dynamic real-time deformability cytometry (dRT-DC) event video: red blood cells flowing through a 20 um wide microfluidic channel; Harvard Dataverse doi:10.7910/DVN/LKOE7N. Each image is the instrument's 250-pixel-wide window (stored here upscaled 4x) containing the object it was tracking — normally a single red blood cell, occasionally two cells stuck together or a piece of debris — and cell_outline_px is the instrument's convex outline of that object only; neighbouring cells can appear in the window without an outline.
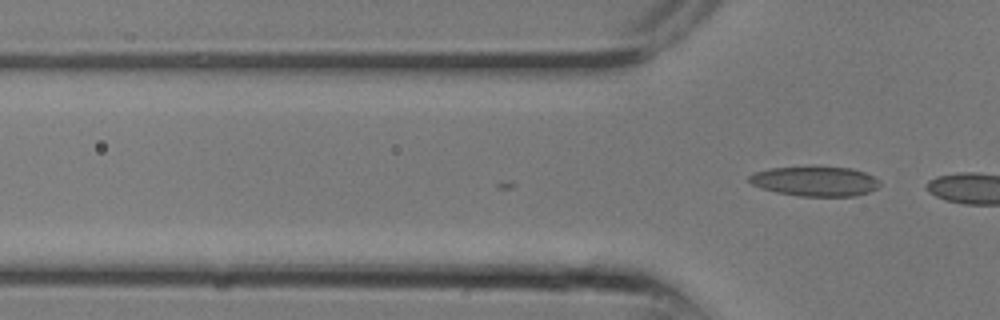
{"species": "common noctule bat (a hibernating species)", "species_latin": "Nyctalus noctula", "temperature_condition": "room temperature", "stored_images_in_passage": 5, "camera_frame_rate_fps": 3000, "um_per_image_px": 0.085, "animal": {"sex": "male", "body_mass_g": 13.3}, "frame": {"image": 1, "passage_image": 5, "time_ms": 1.333, "image_size_px": [1000, 320], "cell_outline_px": [[880, 184], [876, 188], [868, 192], [856, 196], [800, 196], [776, 192], [760, 188], [752, 184], [748, 180], [748, 176], [756, 172], [768, 168], [816, 164], [852, 168], [864, 172], [872, 176]], "centroid_in_image_um": [69.24, 15.36], "position_along_channel_um": 56.6, "area_um2": 23.35}}